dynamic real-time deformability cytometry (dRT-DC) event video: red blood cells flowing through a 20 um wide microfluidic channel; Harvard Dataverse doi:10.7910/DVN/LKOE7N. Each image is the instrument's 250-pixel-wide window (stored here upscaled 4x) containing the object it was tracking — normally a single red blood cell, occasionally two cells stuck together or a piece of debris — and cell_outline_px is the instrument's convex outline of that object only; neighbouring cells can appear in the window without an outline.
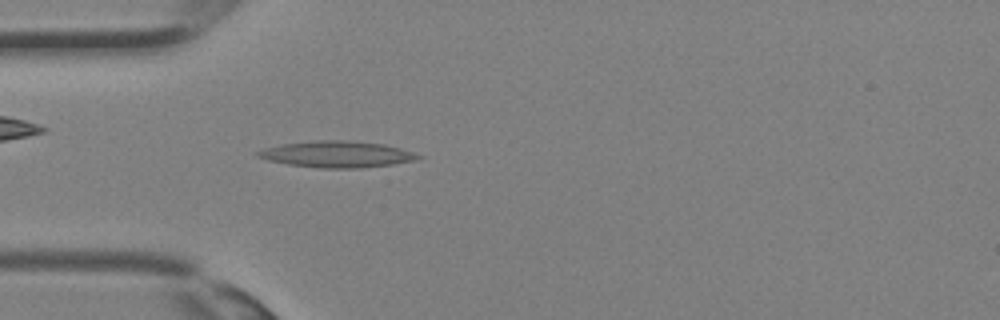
{"species": "Egyptian fruit bat (a non-hibernating species)", "species_latin": "Rousettus aegyptiacus", "temperature_condition": "room temperature", "stored_images_in_passage": 36, "camera_frame_rate_fps": 3000, "um_per_image_px": 0.085, "animal": {"sex": "female"}, "frame": {"image": 1, "passage_image": 11, "time_ms": 3.333, "image_size_px": [1000, 320], "cell_outline_px": [[424, 156], [416, 160], [392, 164], [364, 168], [320, 168], [288, 164], [268, 160], [256, 156], [252, 152], [264, 148], [280, 144], [316, 140], [348, 140], [384, 144], [400, 148]], "centroid_in_image_um": [28.6, 13.11], "position_along_channel_um": 56.4, "area_um2": 24.8}}
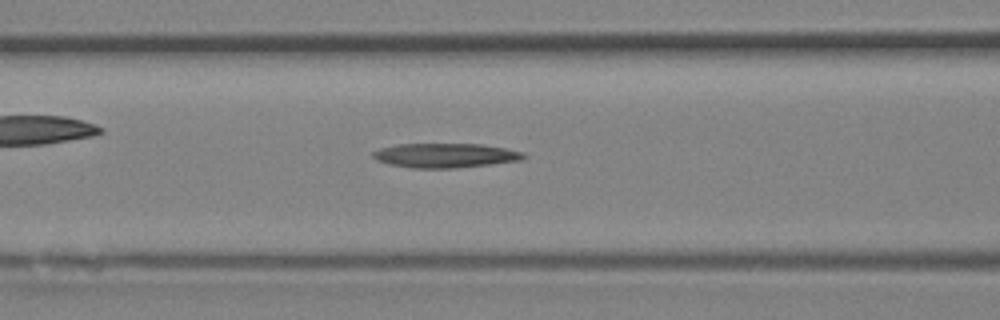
{"frame": {"image": 2, "passage_image": 15, "time_ms": 4.667, "image_size_px": [1000, 320], "cell_outline_px": [[528, 156], [520, 160], [456, 168], [412, 168], [388, 164], [376, 160], [372, 156], [372, 152], [380, 148], [396, 144], [480, 144], [504, 148], [524, 152]], "centroid_in_image_um": [37.81, 13.21], "position_along_channel_um": 128.8, "area_um2": 21.39}}
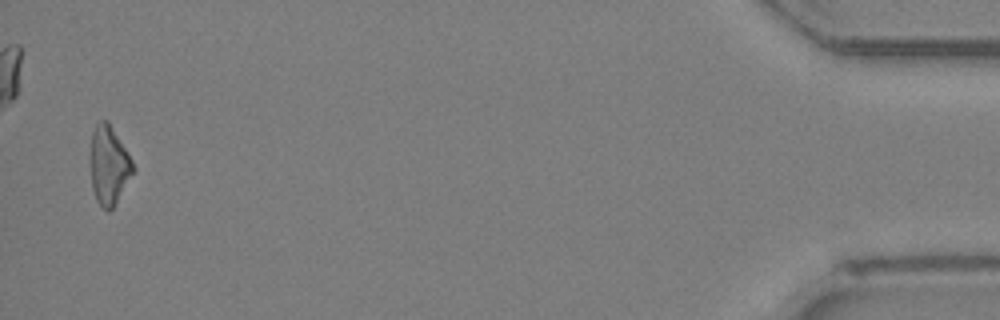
{"frame": {"image": 3, "passage_image": 35, "time_ms": 11.333, "image_size_px": [1000, 320], "cell_outline_px": [[136, 168], [112, 208], [108, 212], [96, 200], [92, 188], [88, 160], [92, 132], [96, 124], [100, 120], [108, 120], [128, 152]], "centroid_in_image_um": [9.22, 14.0], "position_along_channel_um": 426.0, "area_um2": 19.88}}